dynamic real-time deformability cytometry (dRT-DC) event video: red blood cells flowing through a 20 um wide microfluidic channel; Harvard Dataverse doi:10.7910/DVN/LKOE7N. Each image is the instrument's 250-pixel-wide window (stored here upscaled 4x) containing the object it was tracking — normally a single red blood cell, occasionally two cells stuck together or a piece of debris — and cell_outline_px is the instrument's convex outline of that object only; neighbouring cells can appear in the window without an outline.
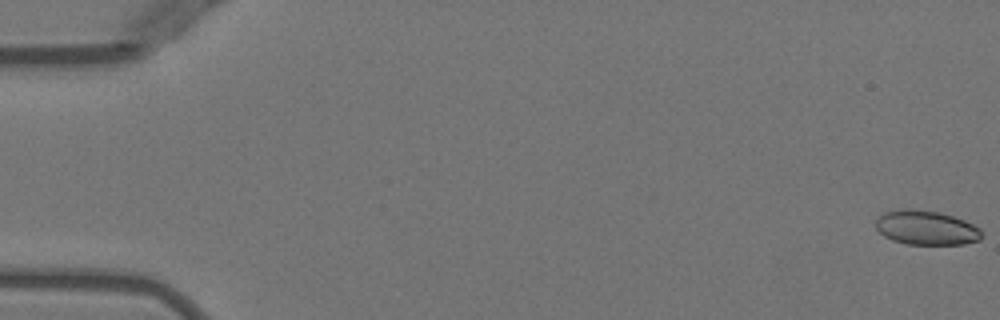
{"species": "Egyptian fruit bat (a non-hibernating species)", "species_latin": "Rousettus aegyptiacus", "temperature_condition": "warm", "stored_images_in_passage": 52, "camera_frame_rate_fps": 3000, "um_per_image_px": 0.085, "animal": {"sex": "female"}, "frame": {"image": 1, "passage_image": 1, "time_ms": 0.0, "image_size_px": [1000, 320], "cell_outline_px": [[980, 240], [964, 244], [908, 244], [892, 240], [884, 236], [876, 228], [876, 220], [884, 212], [900, 208], [912, 208], [940, 212], [964, 220], [980, 228]], "centroid_in_image_um": [78.7, 19.34], "position_along_channel_um": 6.3, "area_um2": 21.21}}
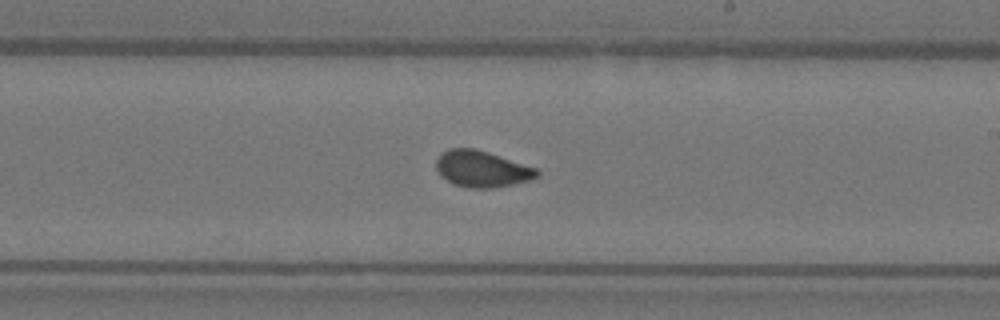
{"frame": {"image": 2, "passage_image": 31, "time_ms": 10.0, "image_size_px": [1000, 320], "cell_outline_px": [[540, 176], [532, 180], [492, 188], [472, 188], [452, 184], [440, 176], [436, 168], [436, 160], [440, 152], [448, 148], [476, 148], [540, 168]], "centroid_in_image_um": [40.99, 14.35], "position_along_channel_um": 248.0, "area_um2": 21.91}}
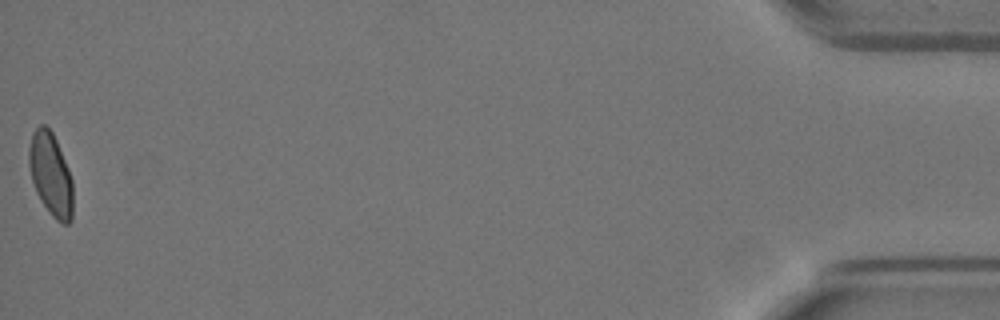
{"frame": {"image": 3, "passage_image": 52, "time_ms": 17.0, "image_size_px": [1000, 320], "cell_outline_px": [[72, 220], [68, 224], [64, 224], [56, 220], [52, 216], [40, 200], [36, 192], [32, 180], [28, 164], [28, 148], [32, 132], [40, 124], [44, 124], [52, 132], [56, 140], [68, 168], [72, 180]], "centroid_in_image_um": [4.29, 14.82], "position_along_channel_um": 430.9, "area_um2": 21.33}, "authors_computed_cell_mechanics": {"area_um2": 21.386, "velocity_mm_per_s": 3.9757, "shape_relaxation_time_tau1_ms": 5.7499, "shape_relaxation_time_tau2_ms": 0.6576, "deformation_change_tau1": 0.1694, "deformation_change_tau2": 0.0596}}